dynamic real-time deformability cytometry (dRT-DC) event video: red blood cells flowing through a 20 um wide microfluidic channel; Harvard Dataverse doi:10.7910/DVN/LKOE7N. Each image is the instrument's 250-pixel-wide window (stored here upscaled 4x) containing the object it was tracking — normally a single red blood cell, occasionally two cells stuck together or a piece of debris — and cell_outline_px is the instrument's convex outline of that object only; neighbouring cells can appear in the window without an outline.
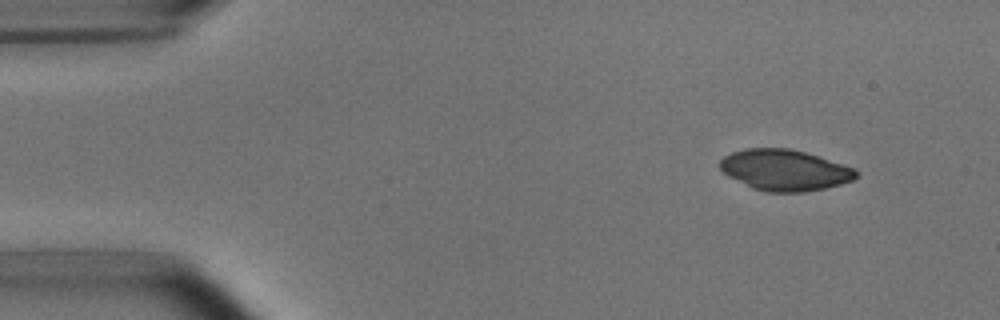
{"species": "common noctule bat (a hibernating species)", "species_latin": "Nyctalus noctula", "temperature_condition": "room temperature", "stored_images_in_passage": 3, "camera_frame_rate_fps": 3000, "um_per_image_px": 0.085, "animal": {"sex": "male", "body_mass_g": 15.6}, "frame": {"image": 1, "passage_image": 1, "time_ms": 0.0, "image_size_px": [1000, 320], "cell_outline_px": [[856, 176], [852, 180], [840, 184], [824, 188], [804, 192], [768, 192], [752, 188], [728, 176], [720, 168], [720, 160], [724, 156], [732, 152], [744, 148], [788, 148], [804, 152], [856, 168]], "centroid_in_image_um": [66.67, 14.45], "position_along_channel_um": 18.3, "area_um2": 32.31}}